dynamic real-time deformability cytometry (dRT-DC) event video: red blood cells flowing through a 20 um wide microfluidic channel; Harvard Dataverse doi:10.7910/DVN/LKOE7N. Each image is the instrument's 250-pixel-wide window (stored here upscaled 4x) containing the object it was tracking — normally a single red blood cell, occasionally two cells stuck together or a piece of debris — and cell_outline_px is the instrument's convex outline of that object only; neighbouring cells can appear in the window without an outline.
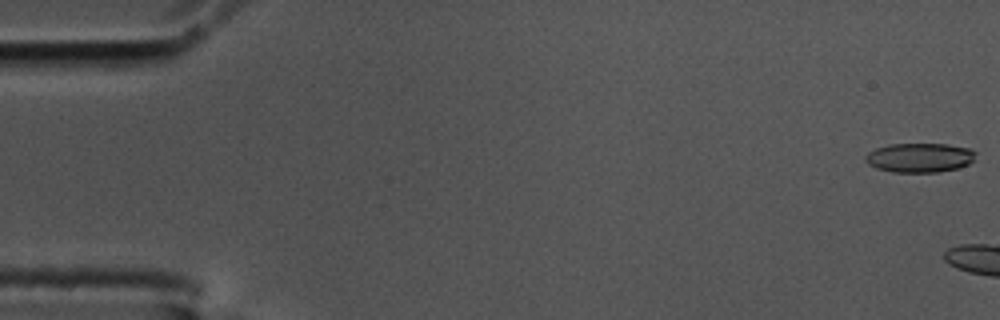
{"species": "common noctule bat (a hibernating species)", "species_latin": "Nyctalus noctula", "temperature_condition": "cold", "stored_images_in_passage": 5, "camera_frame_rate_fps": 3000, "um_per_image_px": 0.085, "animal": {"sex": "male", "body_mass_g": 17.5, "forearm_length_mm": 52.3}, "frame": {"image": 1, "passage_image": 1, "time_ms": 0.0, "image_size_px": [1000, 320], "cell_outline_px": [[976, 160], [968, 164], [956, 168], [940, 172], [892, 172], [876, 168], [868, 164], [864, 160], [864, 156], [868, 152], [876, 148], [888, 144], [948, 144], [972, 148], [976, 152]], "centroid_in_image_um": [78.18, 13.39], "position_along_channel_um": 6.8, "area_um2": 19.13}}